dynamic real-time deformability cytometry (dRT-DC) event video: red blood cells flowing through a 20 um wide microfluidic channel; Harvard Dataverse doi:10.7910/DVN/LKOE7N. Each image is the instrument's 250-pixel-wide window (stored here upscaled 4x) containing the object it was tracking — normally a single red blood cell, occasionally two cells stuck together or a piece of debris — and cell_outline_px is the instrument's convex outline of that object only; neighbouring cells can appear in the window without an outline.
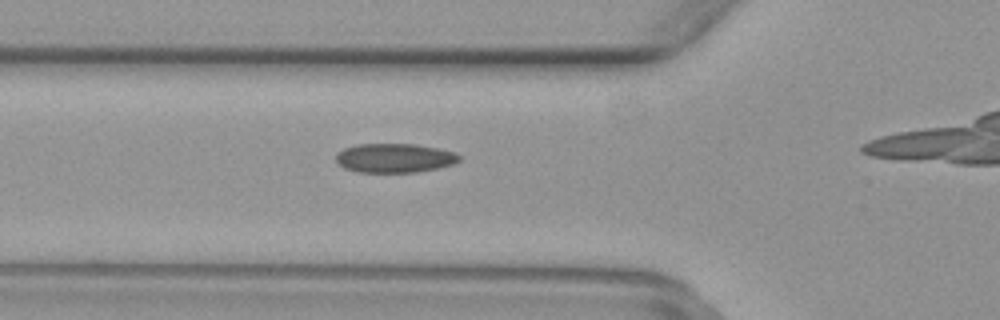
{"species": "common noctule bat (a hibernating species)", "species_latin": "Nyctalus noctula", "temperature_condition": "warm", "stored_images_in_passage": 21, "camera_frame_rate_fps": 3000, "um_per_image_px": 0.085, "animal": {"sex": "female", "body_mass_g": 29.2, "forearm_length_mm": 56.3}, "frame": {"image": 1, "passage_image": 2, "time_ms": 0.333, "image_size_px": [1000, 320], "cell_outline_px": [[460, 160], [452, 164], [436, 168], [416, 172], [360, 172], [344, 168], [336, 160], [336, 152], [344, 148], [356, 144], [416, 144], [456, 152], [460, 156]], "centroid_in_image_um": [33.52, 13.42], "position_along_channel_um": 92.3, "area_um2": 20.87}}
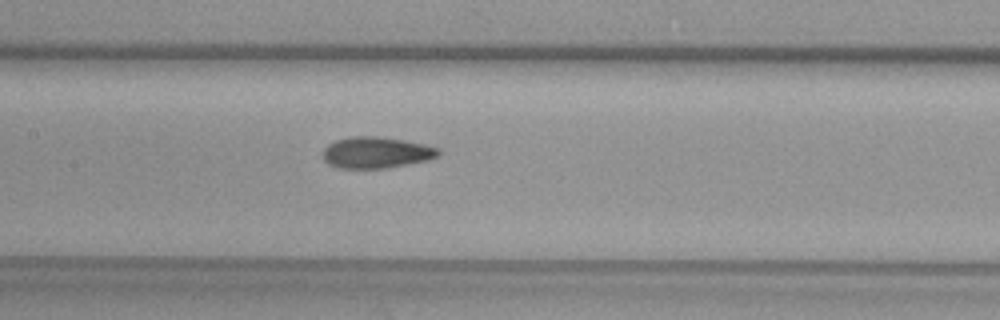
{"frame": {"image": 2, "passage_image": 8, "time_ms": 2.333, "image_size_px": [1000, 320], "cell_outline_px": [[440, 152], [436, 156], [428, 160], [388, 168], [336, 168], [328, 164], [324, 160], [324, 148], [328, 144], [336, 140], [348, 136], [380, 136], [404, 140], [424, 144], [440, 148]], "centroid_in_image_um": [31.97, 12.96], "position_along_channel_um": 175.4, "area_um2": 21.21}}
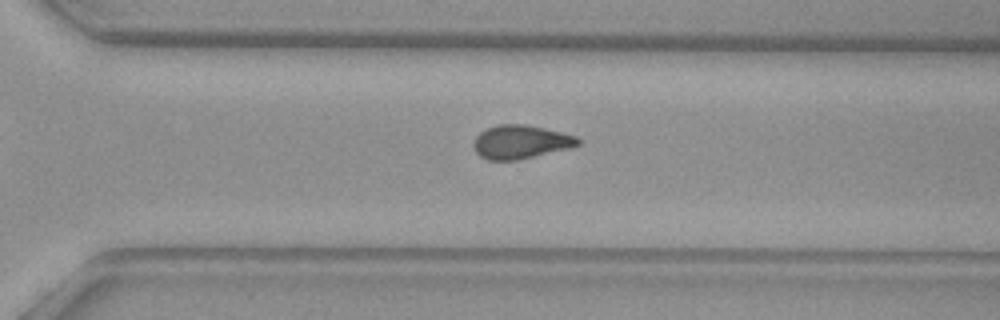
{"frame": {"image": 3, "passage_image": 19, "time_ms": 6.0, "image_size_px": [1000, 320], "cell_outline_px": [[580, 144], [568, 148], [520, 160], [488, 160], [480, 156], [476, 152], [472, 144], [476, 136], [484, 128], [496, 124], [524, 124], [544, 128], [576, 136], [580, 140]], "centroid_in_image_um": [44.21, 12.06], "position_along_channel_um": 326.4, "area_um2": 20.52}}